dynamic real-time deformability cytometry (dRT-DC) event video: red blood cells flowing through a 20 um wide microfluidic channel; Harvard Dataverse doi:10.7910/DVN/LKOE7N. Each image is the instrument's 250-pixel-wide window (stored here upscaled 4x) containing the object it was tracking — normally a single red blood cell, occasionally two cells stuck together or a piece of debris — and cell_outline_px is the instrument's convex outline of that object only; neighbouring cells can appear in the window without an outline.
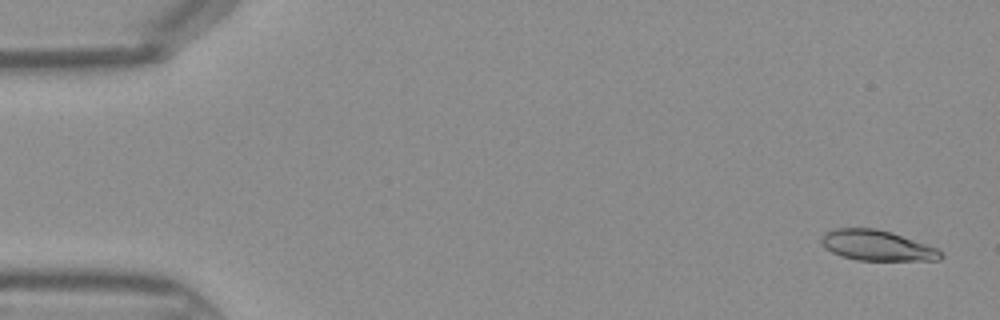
{"species": "Egyptian fruit bat (a non-hibernating species)", "species_latin": "Rousettus aegyptiacus", "temperature_condition": "warm", "stored_images_in_passage": 44, "camera_frame_rate_fps": 3000, "um_per_image_px": 0.085, "frame": {"image": 1, "passage_image": 1, "time_ms": 0.0, "image_size_px": [1000, 320], "cell_outline_px": [[944, 256], [940, 260], [856, 260], [832, 252], [824, 248], [820, 240], [820, 236], [824, 232], [832, 228], [876, 228], [892, 232], [936, 248], [944, 252]], "centroid_in_image_um": [74.51, 20.85], "position_along_channel_um": 10.5, "area_um2": 21.27}}
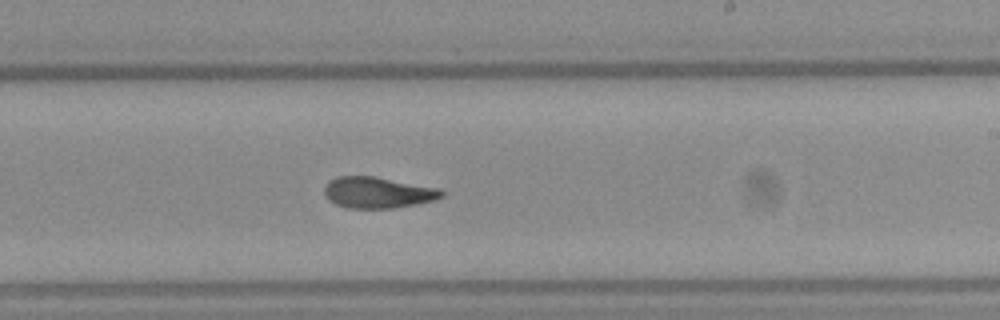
{"frame": {"image": 2, "passage_image": 26, "time_ms": 8.333, "image_size_px": [1000, 320], "cell_outline_px": [[444, 196], [436, 200], [396, 208], [348, 208], [336, 204], [328, 200], [324, 196], [324, 184], [328, 180], [336, 176], [376, 176], [440, 188], [444, 192]], "centroid_in_image_um": [32.1, 16.35], "position_along_channel_um": 256.9, "area_um2": 21.73}}
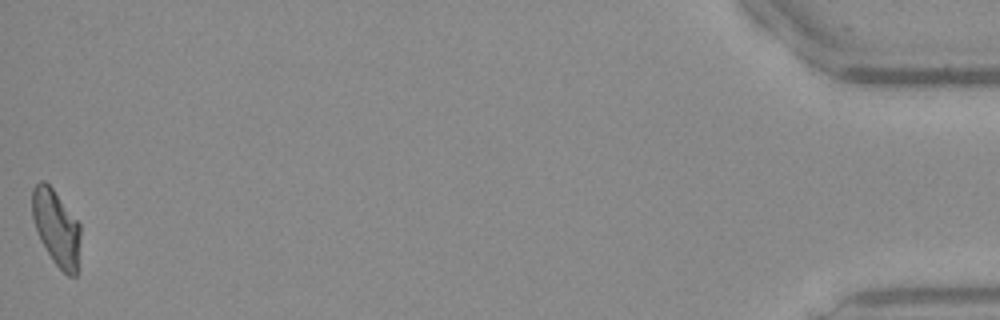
{"frame": {"image": 3, "passage_image": 44, "time_ms": 14.333, "image_size_px": [1000, 320], "cell_outline_px": [[80, 236], [76, 276], [68, 276], [52, 260], [40, 240], [32, 216], [32, 188], [40, 180], [44, 180], [52, 188], [80, 224]], "centroid_in_image_um": [4.77, 19.35], "position_along_channel_um": 430.4, "area_um2": 21.04}}